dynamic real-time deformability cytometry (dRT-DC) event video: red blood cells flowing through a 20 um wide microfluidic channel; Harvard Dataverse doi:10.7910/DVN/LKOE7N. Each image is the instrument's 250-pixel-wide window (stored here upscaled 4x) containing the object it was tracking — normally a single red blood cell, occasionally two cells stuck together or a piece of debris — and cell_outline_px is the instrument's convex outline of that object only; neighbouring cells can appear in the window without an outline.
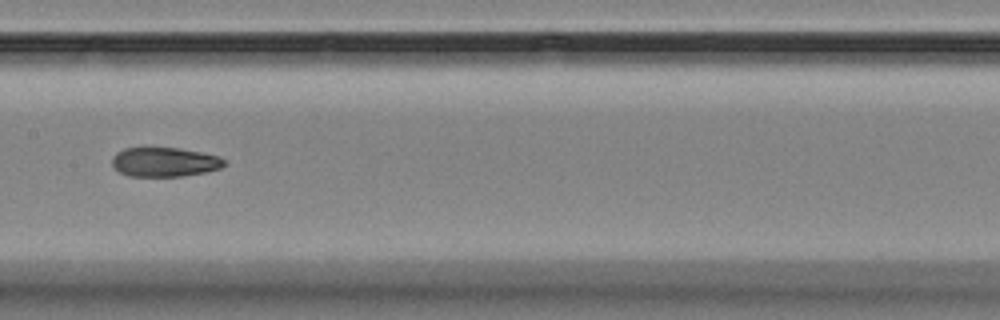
{"species": "Egyptian fruit bat (a non-hibernating species)", "species_latin": "Rousettus aegyptiacus", "temperature_condition": "room temperature", "stored_images_in_passage": 9, "camera_frame_rate_fps": 3000, "um_per_image_px": 0.085, "animal": {"sex": "female"}, "frame": {"image": 1, "passage_image": 6, "time_ms": 6.333, "image_size_px": [1000, 320], "cell_outline_px": [[228, 164], [220, 168], [204, 172], [180, 176], [128, 176], [120, 172], [112, 164], [112, 156], [116, 152], [124, 148], [180, 148], [220, 156], [228, 160]], "centroid_in_image_um": [14.02, 13.76], "position_along_channel_um": 193.4, "area_um2": 19.25}}
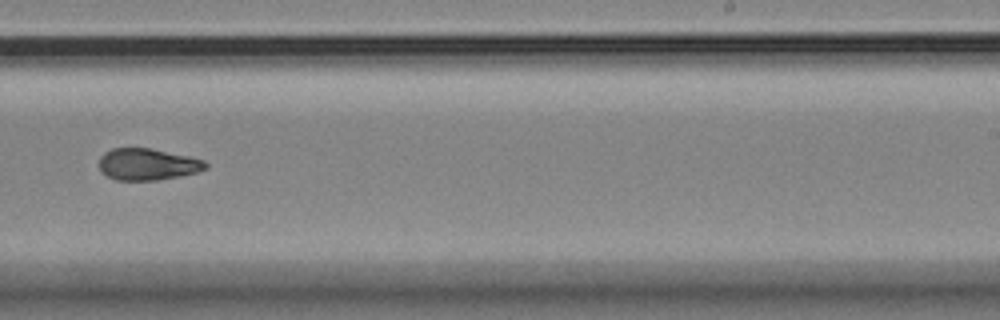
{"frame": {"image": 2, "passage_image": 8, "time_ms": 8.667, "image_size_px": [1000, 320], "cell_outline_px": [[208, 168], [196, 172], [180, 176], [156, 180], [116, 180], [100, 172], [100, 156], [104, 152], [112, 148], [152, 148], [188, 156], [204, 160], [208, 164]], "centroid_in_image_um": [12.54, 13.96], "position_along_channel_um": 276.5, "area_um2": 19.71}}
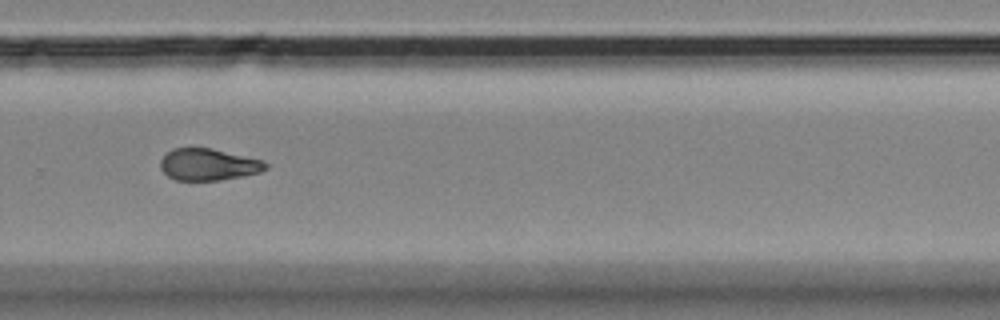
{"frame": {"image": 3, "passage_image": 9, "time_ms": 9.667, "image_size_px": [1000, 320], "cell_outline_px": [[268, 168], [260, 172], [220, 180], [176, 180], [168, 176], [160, 168], [160, 160], [172, 148], [212, 148], [264, 160], [268, 164]], "centroid_in_image_um": [17.72, 13.98], "position_along_channel_um": 312.1, "area_um2": 19.48}}